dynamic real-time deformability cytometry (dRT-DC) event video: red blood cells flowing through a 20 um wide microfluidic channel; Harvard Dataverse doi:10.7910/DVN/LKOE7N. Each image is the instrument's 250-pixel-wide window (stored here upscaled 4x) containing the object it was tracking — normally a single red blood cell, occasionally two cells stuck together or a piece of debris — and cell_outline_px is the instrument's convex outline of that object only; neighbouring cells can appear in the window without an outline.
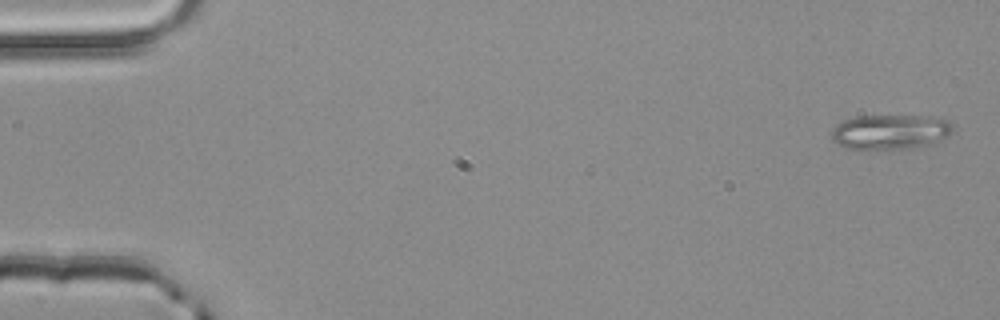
{"species": "common noctule bat (a hibernating species)", "species_latin": "Nyctalus noctula", "temperature_condition": "room temperature", "stored_images_in_passage": 52, "camera_frame_rate_fps": 3000, "um_per_image_px": 0.085, "animal": {"sex": "male", "body_mass_g": 20.4}, "frame": {"image": 1, "passage_image": 2, "time_ms": 0.333, "image_size_px": [1000, 320], "cell_outline_px": [[956, 128], [948, 136], [932, 144], [920, 148], [888, 152], [848, 148], [836, 144], [832, 140], [832, 128], [836, 124], [844, 120], [860, 116], [932, 116], [948, 120]], "centroid_in_image_um": [75.71, 11.26], "position_along_channel_um": 9.3, "area_um2": 25.78}}
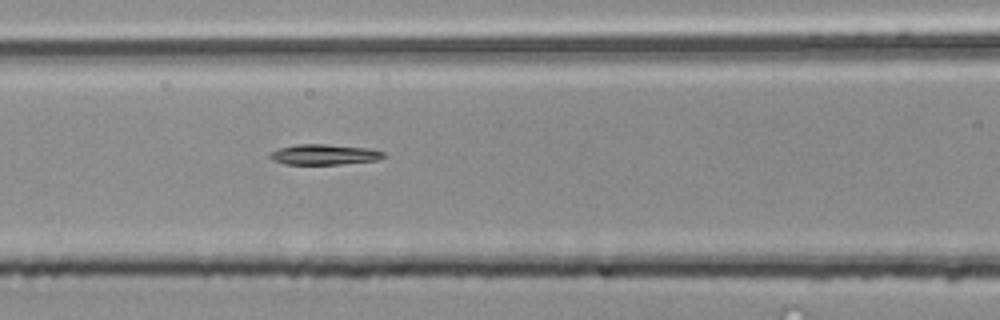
{"frame": {"image": 2, "passage_image": 23, "time_ms": 7.333, "image_size_px": [1000, 320], "cell_outline_px": [[384, 156], [376, 160], [340, 164], [284, 164], [272, 160], [268, 156], [272, 152], [280, 148], [296, 144], [328, 144], [372, 148], [384, 152]], "centroid_in_image_um": [27.56, 13.12], "position_along_channel_um": 139.0, "area_um2": 13.53}}
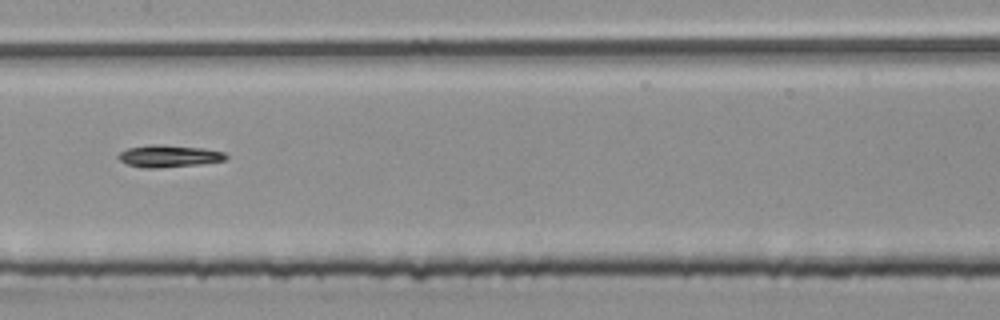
{"frame": {"image": 3, "passage_image": 27, "time_ms": 8.667, "image_size_px": [1000, 320], "cell_outline_px": [[228, 156], [224, 160], [200, 164], [156, 168], [144, 168], [128, 164], [120, 160], [116, 156], [120, 152], [128, 148], [148, 144], [160, 144], [204, 148], [224, 152]], "centroid_in_image_um": [14.33, 13.25], "position_along_channel_um": 193.1, "area_um2": 13.87}}